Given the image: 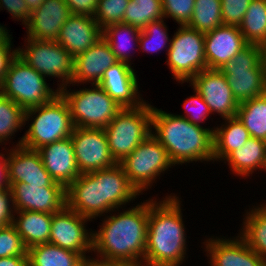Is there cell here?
Wrapping results in <instances>:
<instances>
[{
	"mask_svg": "<svg viewBox=\"0 0 266 266\" xmlns=\"http://www.w3.org/2000/svg\"><path fill=\"white\" fill-rule=\"evenodd\" d=\"M140 33L141 30L137 27H134L129 24L118 23V24L109 25L106 28H104L102 37L109 43L112 52L115 54L117 58V61L124 62L130 65L129 58L131 57H129L128 54L129 52L127 53L126 51L131 45L130 44L128 45L127 42L129 41L131 42L133 40L134 42L139 43L137 41H139Z\"/></svg>",
	"mask_w": 266,
	"mask_h": 266,
	"instance_id": "1f68e13d",
	"label": "cell"
},
{
	"mask_svg": "<svg viewBox=\"0 0 266 266\" xmlns=\"http://www.w3.org/2000/svg\"><path fill=\"white\" fill-rule=\"evenodd\" d=\"M163 18L162 0H129L122 23L142 30L148 23Z\"/></svg>",
	"mask_w": 266,
	"mask_h": 266,
	"instance_id": "d6a6232c",
	"label": "cell"
},
{
	"mask_svg": "<svg viewBox=\"0 0 266 266\" xmlns=\"http://www.w3.org/2000/svg\"><path fill=\"white\" fill-rule=\"evenodd\" d=\"M219 70L225 75L239 104L266 94V75L258 45L248 44Z\"/></svg>",
	"mask_w": 266,
	"mask_h": 266,
	"instance_id": "9c48e42d",
	"label": "cell"
},
{
	"mask_svg": "<svg viewBox=\"0 0 266 266\" xmlns=\"http://www.w3.org/2000/svg\"><path fill=\"white\" fill-rule=\"evenodd\" d=\"M238 27L248 44L266 41V0H252Z\"/></svg>",
	"mask_w": 266,
	"mask_h": 266,
	"instance_id": "4dcf8cb0",
	"label": "cell"
},
{
	"mask_svg": "<svg viewBox=\"0 0 266 266\" xmlns=\"http://www.w3.org/2000/svg\"><path fill=\"white\" fill-rule=\"evenodd\" d=\"M252 0H221L223 25L239 26Z\"/></svg>",
	"mask_w": 266,
	"mask_h": 266,
	"instance_id": "ab89813d",
	"label": "cell"
},
{
	"mask_svg": "<svg viewBox=\"0 0 266 266\" xmlns=\"http://www.w3.org/2000/svg\"><path fill=\"white\" fill-rule=\"evenodd\" d=\"M21 236L10 224L0 228V258L18 255H28Z\"/></svg>",
	"mask_w": 266,
	"mask_h": 266,
	"instance_id": "74e56055",
	"label": "cell"
},
{
	"mask_svg": "<svg viewBox=\"0 0 266 266\" xmlns=\"http://www.w3.org/2000/svg\"><path fill=\"white\" fill-rule=\"evenodd\" d=\"M7 156L9 183H26L38 187H63L46 171L37 150L16 146Z\"/></svg>",
	"mask_w": 266,
	"mask_h": 266,
	"instance_id": "e0dca14e",
	"label": "cell"
},
{
	"mask_svg": "<svg viewBox=\"0 0 266 266\" xmlns=\"http://www.w3.org/2000/svg\"><path fill=\"white\" fill-rule=\"evenodd\" d=\"M45 0H25L27 3L29 10L33 11L35 10L38 6H40Z\"/></svg>",
	"mask_w": 266,
	"mask_h": 266,
	"instance_id": "816d5d0a",
	"label": "cell"
},
{
	"mask_svg": "<svg viewBox=\"0 0 266 266\" xmlns=\"http://www.w3.org/2000/svg\"><path fill=\"white\" fill-rule=\"evenodd\" d=\"M140 193L130 183L120 164L82 173L66 188V205L88 219L95 218L136 198Z\"/></svg>",
	"mask_w": 266,
	"mask_h": 266,
	"instance_id": "6da1fadb",
	"label": "cell"
},
{
	"mask_svg": "<svg viewBox=\"0 0 266 266\" xmlns=\"http://www.w3.org/2000/svg\"><path fill=\"white\" fill-rule=\"evenodd\" d=\"M99 0H65L71 14L92 16L95 14Z\"/></svg>",
	"mask_w": 266,
	"mask_h": 266,
	"instance_id": "ee69618b",
	"label": "cell"
},
{
	"mask_svg": "<svg viewBox=\"0 0 266 266\" xmlns=\"http://www.w3.org/2000/svg\"><path fill=\"white\" fill-rule=\"evenodd\" d=\"M0 93L27 110L52 101L59 90L54 92L45 76L16 56L0 85Z\"/></svg>",
	"mask_w": 266,
	"mask_h": 266,
	"instance_id": "ba28073f",
	"label": "cell"
},
{
	"mask_svg": "<svg viewBox=\"0 0 266 266\" xmlns=\"http://www.w3.org/2000/svg\"><path fill=\"white\" fill-rule=\"evenodd\" d=\"M93 89L69 92L59 89L67 102L74 127L105 128L122 107L99 85Z\"/></svg>",
	"mask_w": 266,
	"mask_h": 266,
	"instance_id": "52a82bcc",
	"label": "cell"
},
{
	"mask_svg": "<svg viewBox=\"0 0 266 266\" xmlns=\"http://www.w3.org/2000/svg\"><path fill=\"white\" fill-rule=\"evenodd\" d=\"M1 7L8 10L13 18L22 20L24 25L28 22L31 11L25 0H0V9Z\"/></svg>",
	"mask_w": 266,
	"mask_h": 266,
	"instance_id": "b9f144b4",
	"label": "cell"
},
{
	"mask_svg": "<svg viewBox=\"0 0 266 266\" xmlns=\"http://www.w3.org/2000/svg\"><path fill=\"white\" fill-rule=\"evenodd\" d=\"M193 88L202 96L212 112H218L222 118L236 116L239 103L219 69H205L190 80Z\"/></svg>",
	"mask_w": 266,
	"mask_h": 266,
	"instance_id": "9a60e30c",
	"label": "cell"
},
{
	"mask_svg": "<svg viewBox=\"0 0 266 266\" xmlns=\"http://www.w3.org/2000/svg\"><path fill=\"white\" fill-rule=\"evenodd\" d=\"M222 25L221 0H195L188 27L206 33Z\"/></svg>",
	"mask_w": 266,
	"mask_h": 266,
	"instance_id": "836d02e7",
	"label": "cell"
},
{
	"mask_svg": "<svg viewBox=\"0 0 266 266\" xmlns=\"http://www.w3.org/2000/svg\"><path fill=\"white\" fill-rule=\"evenodd\" d=\"M260 49V61H261V66L263 68V71L266 75V41L260 43L259 45Z\"/></svg>",
	"mask_w": 266,
	"mask_h": 266,
	"instance_id": "f907efd6",
	"label": "cell"
},
{
	"mask_svg": "<svg viewBox=\"0 0 266 266\" xmlns=\"http://www.w3.org/2000/svg\"><path fill=\"white\" fill-rule=\"evenodd\" d=\"M27 254L28 266H83L81 254L50 243L30 247Z\"/></svg>",
	"mask_w": 266,
	"mask_h": 266,
	"instance_id": "83f0119b",
	"label": "cell"
},
{
	"mask_svg": "<svg viewBox=\"0 0 266 266\" xmlns=\"http://www.w3.org/2000/svg\"><path fill=\"white\" fill-rule=\"evenodd\" d=\"M83 266H135V265L130 264L128 262L108 259L104 257H101L100 260L94 258L87 259L85 256L83 259Z\"/></svg>",
	"mask_w": 266,
	"mask_h": 266,
	"instance_id": "bcb514c9",
	"label": "cell"
},
{
	"mask_svg": "<svg viewBox=\"0 0 266 266\" xmlns=\"http://www.w3.org/2000/svg\"><path fill=\"white\" fill-rule=\"evenodd\" d=\"M223 120L229 124L222 125L224 128L217 127L213 132V161L220 158L225 160L231 152L243 147L251 137L237 116Z\"/></svg>",
	"mask_w": 266,
	"mask_h": 266,
	"instance_id": "4316f807",
	"label": "cell"
},
{
	"mask_svg": "<svg viewBox=\"0 0 266 266\" xmlns=\"http://www.w3.org/2000/svg\"><path fill=\"white\" fill-rule=\"evenodd\" d=\"M231 170L240 176H249L253 170L266 169V141L250 137L247 142L226 158Z\"/></svg>",
	"mask_w": 266,
	"mask_h": 266,
	"instance_id": "484cf974",
	"label": "cell"
},
{
	"mask_svg": "<svg viewBox=\"0 0 266 266\" xmlns=\"http://www.w3.org/2000/svg\"><path fill=\"white\" fill-rule=\"evenodd\" d=\"M37 151L46 171L65 189L80 176L71 137L43 145Z\"/></svg>",
	"mask_w": 266,
	"mask_h": 266,
	"instance_id": "d6986e66",
	"label": "cell"
},
{
	"mask_svg": "<svg viewBox=\"0 0 266 266\" xmlns=\"http://www.w3.org/2000/svg\"><path fill=\"white\" fill-rule=\"evenodd\" d=\"M14 211L54 214L66 205L64 187H38L26 183H9Z\"/></svg>",
	"mask_w": 266,
	"mask_h": 266,
	"instance_id": "2e32d148",
	"label": "cell"
},
{
	"mask_svg": "<svg viewBox=\"0 0 266 266\" xmlns=\"http://www.w3.org/2000/svg\"><path fill=\"white\" fill-rule=\"evenodd\" d=\"M153 107L144 102L138 107H124L104 128L111 156L117 164L152 133Z\"/></svg>",
	"mask_w": 266,
	"mask_h": 266,
	"instance_id": "8992f818",
	"label": "cell"
},
{
	"mask_svg": "<svg viewBox=\"0 0 266 266\" xmlns=\"http://www.w3.org/2000/svg\"><path fill=\"white\" fill-rule=\"evenodd\" d=\"M34 114L35 119L16 146L37 150L71 136L74 124L68 104L60 94L46 104L25 110V122Z\"/></svg>",
	"mask_w": 266,
	"mask_h": 266,
	"instance_id": "5b68a950",
	"label": "cell"
},
{
	"mask_svg": "<svg viewBox=\"0 0 266 266\" xmlns=\"http://www.w3.org/2000/svg\"><path fill=\"white\" fill-rule=\"evenodd\" d=\"M119 164L130 183L141 193L155 181L156 176L174 163L163 145L151 133Z\"/></svg>",
	"mask_w": 266,
	"mask_h": 266,
	"instance_id": "8fae6325",
	"label": "cell"
},
{
	"mask_svg": "<svg viewBox=\"0 0 266 266\" xmlns=\"http://www.w3.org/2000/svg\"><path fill=\"white\" fill-rule=\"evenodd\" d=\"M247 213L240 237L266 260V204Z\"/></svg>",
	"mask_w": 266,
	"mask_h": 266,
	"instance_id": "f546056e",
	"label": "cell"
},
{
	"mask_svg": "<svg viewBox=\"0 0 266 266\" xmlns=\"http://www.w3.org/2000/svg\"><path fill=\"white\" fill-rule=\"evenodd\" d=\"M152 135L163 145L171 161L183 164L213 160V130L194 125L182 117L153 107Z\"/></svg>",
	"mask_w": 266,
	"mask_h": 266,
	"instance_id": "277c9868",
	"label": "cell"
},
{
	"mask_svg": "<svg viewBox=\"0 0 266 266\" xmlns=\"http://www.w3.org/2000/svg\"><path fill=\"white\" fill-rule=\"evenodd\" d=\"M70 137L80 174L111 168L117 164L109 151L104 128L74 127Z\"/></svg>",
	"mask_w": 266,
	"mask_h": 266,
	"instance_id": "4fadbf2b",
	"label": "cell"
},
{
	"mask_svg": "<svg viewBox=\"0 0 266 266\" xmlns=\"http://www.w3.org/2000/svg\"><path fill=\"white\" fill-rule=\"evenodd\" d=\"M166 25L163 19L148 23L140 33L139 47L147 52H157L160 49L166 47L167 41H171L168 38Z\"/></svg>",
	"mask_w": 266,
	"mask_h": 266,
	"instance_id": "8d00e7d4",
	"label": "cell"
},
{
	"mask_svg": "<svg viewBox=\"0 0 266 266\" xmlns=\"http://www.w3.org/2000/svg\"><path fill=\"white\" fill-rule=\"evenodd\" d=\"M12 225L22 238L27 249L38 244L49 243L52 214L36 211H14Z\"/></svg>",
	"mask_w": 266,
	"mask_h": 266,
	"instance_id": "d4e9b609",
	"label": "cell"
},
{
	"mask_svg": "<svg viewBox=\"0 0 266 266\" xmlns=\"http://www.w3.org/2000/svg\"><path fill=\"white\" fill-rule=\"evenodd\" d=\"M147 228L148 202H144L117 216H108L100 230L92 233V251L100 257L142 266Z\"/></svg>",
	"mask_w": 266,
	"mask_h": 266,
	"instance_id": "7a4b0ae2",
	"label": "cell"
},
{
	"mask_svg": "<svg viewBox=\"0 0 266 266\" xmlns=\"http://www.w3.org/2000/svg\"><path fill=\"white\" fill-rule=\"evenodd\" d=\"M176 196L148 201V228L142 266H179L186 255V236Z\"/></svg>",
	"mask_w": 266,
	"mask_h": 266,
	"instance_id": "3957f363",
	"label": "cell"
},
{
	"mask_svg": "<svg viewBox=\"0 0 266 266\" xmlns=\"http://www.w3.org/2000/svg\"><path fill=\"white\" fill-rule=\"evenodd\" d=\"M118 63L109 43L102 37L92 47L74 58L73 83L98 84L109 67Z\"/></svg>",
	"mask_w": 266,
	"mask_h": 266,
	"instance_id": "603a6c76",
	"label": "cell"
},
{
	"mask_svg": "<svg viewBox=\"0 0 266 266\" xmlns=\"http://www.w3.org/2000/svg\"><path fill=\"white\" fill-rule=\"evenodd\" d=\"M26 49H17V56L43 76L62 78L60 88L71 84L74 58L56 41L26 39Z\"/></svg>",
	"mask_w": 266,
	"mask_h": 266,
	"instance_id": "7c38bea8",
	"label": "cell"
},
{
	"mask_svg": "<svg viewBox=\"0 0 266 266\" xmlns=\"http://www.w3.org/2000/svg\"><path fill=\"white\" fill-rule=\"evenodd\" d=\"M102 35L103 30L92 16L71 14L56 42L75 58L98 42Z\"/></svg>",
	"mask_w": 266,
	"mask_h": 266,
	"instance_id": "44dd1931",
	"label": "cell"
},
{
	"mask_svg": "<svg viewBox=\"0 0 266 266\" xmlns=\"http://www.w3.org/2000/svg\"><path fill=\"white\" fill-rule=\"evenodd\" d=\"M9 187H0V228L13 222V207ZM11 206V207H10ZM12 208V209H11Z\"/></svg>",
	"mask_w": 266,
	"mask_h": 266,
	"instance_id": "7bdbcfd3",
	"label": "cell"
},
{
	"mask_svg": "<svg viewBox=\"0 0 266 266\" xmlns=\"http://www.w3.org/2000/svg\"><path fill=\"white\" fill-rule=\"evenodd\" d=\"M168 45L167 64L174 79L190 81L199 72L207 69L205 57V33L192 29L187 25H179Z\"/></svg>",
	"mask_w": 266,
	"mask_h": 266,
	"instance_id": "30bf717a",
	"label": "cell"
},
{
	"mask_svg": "<svg viewBox=\"0 0 266 266\" xmlns=\"http://www.w3.org/2000/svg\"><path fill=\"white\" fill-rule=\"evenodd\" d=\"M236 116L251 137L266 141V94L240 103Z\"/></svg>",
	"mask_w": 266,
	"mask_h": 266,
	"instance_id": "f1b7e54d",
	"label": "cell"
},
{
	"mask_svg": "<svg viewBox=\"0 0 266 266\" xmlns=\"http://www.w3.org/2000/svg\"><path fill=\"white\" fill-rule=\"evenodd\" d=\"M10 36L11 35L8 34V30L4 28L3 26H1L0 24V46L12 45L11 44L12 38H10Z\"/></svg>",
	"mask_w": 266,
	"mask_h": 266,
	"instance_id": "681fc988",
	"label": "cell"
},
{
	"mask_svg": "<svg viewBox=\"0 0 266 266\" xmlns=\"http://www.w3.org/2000/svg\"><path fill=\"white\" fill-rule=\"evenodd\" d=\"M0 187H9L7 158L5 154H0Z\"/></svg>",
	"mask_w": 266,
	"mask_h": 266,
	"instance_id": "c3c4849f",
	"label": "cell"
},
{
	"mask_svg": "<svg viewBox=\"0 0 266 266\" xmlns=\"http://www.w3.org/2000/svg\"><path fill=\"white\" fill-rule=\"evenodd\" d=\"M206 242L211 266H266V260L252 250L241 237L235 240L216 238Z\"/></svg>",
	"mask_w": 266,
	"mask_h": 266,
	"instance_id": "cb8c5ba5",
	"label": "cell"
},
{
	"mask_svg": "<svg viewBox=\"0 0 266 266\" xmlns=\"http://www.w3.org/2000/svg\"><path fill=\"white\" fill-rule=\"evenodd\" d=\"M194 91L196 92L195 96H190L185 100V103L183 104V107L186 109V113L188 112V115L182 117L186 118L194 125L201 126L199 123H201V121H204L208 114L211 113V111L202 96L195 89ZM194 108L195 111H197V114H190V112L194 110Z\"/></svg>",
	"mask_w": 266,
	"mask_h": 266,
	"instance_id": "60d3db41",
	"label": "cell"
},
{
	"mask_svg": "<svg viewBox=\"0 0 266 266\" xmlns=\"http://www.w3.org/2000/svg\"><path fill=\"white\" fill-rule=\"evenodd\" d=\"M25 110L0 93V143L25 125Z\"/></svg>",
	"mask_w": 266,
	"mask_h": 266,
	"instance_id": "e575fe53",
	"label": "cell"
},
{
	"mask_svg": "<svg viewBox=\"0 0 266 266\" xmlns=\"http://www.w3.org/2000/svg\"><path fill=\"white\" fill-rule=\"evenodd\" d=\"M70 15L65 0H45L30 13L26 23L27 37L41 41H56L61 27Z\"/></svg>",
	"mask_w": 266,
	"mask_h": 266,
	"instance_id": "ac0fdd59",
	"label": "cell"
},
{
	"mask_svg": "<svg viewBox=\"0 0 266 266\" xmlns=\"http://www.w3.org/2000/svg\"><path fill=\"white\" fill-rule=\"evenodd\" d=\"M11 50V45L0 46V85L3 82L12 61L17 56V49L12 52Z\"/></svg>",
	"mask_w": 266,
	"mask_h": 266,
	"instance_id": "f6af8a7d",
	"label": "cell"
},
{
	"mask_svg": "<svg viewBox=\"0 0 266 266\" xmlns=\"http://www.w3.org/2000/svg\"><path fill=\"white\" fill-rule=\"evenodd\" d=\"M97 85L101 86L122 108L138 107L144 103L138 94L136 74L127 63L118 62L109 67Z\"/></svg>",
	"mask_w": 266,
	"mask_h": 266,
	"instance_id": "7402d4cb",
	"label": "cell"
},
{
	"mask_svg": "<svg viewBox=\"0 0 266 266\" xmlns=\"http://www.w3.org/2000/svg\"><path fill=\"white\" fill-rule=\"evenodd\" d=\"M88 220L65 205L52 214L49 243L85 257L92 250V233L84 225Z\"/></svg>",
	"mask_w": 266,
	"mask_h": 266,
	"instance_id": "5bb4252c",
	"label": "cell"
},
{
	"mask_svg": "<svg viewBox=\"0 0 266 266\" xmlns=\"http://www.w3.org/2000/svg\"><path fill=\"white\" fill-rule=\"evenodd\" d=\"M0 266H28V255L0 258Z\"/></svg>",
	"mask_w": 266,
	"mask_h": 266,
	"instance_id": "7dc6e473",
	"label": "cell"
},
{
	"mask_svg": "<svg viewBox=\"0 0 266 266\" xmlns=\"http://www.w3.org/2000/svg\"><path fill=\"white\" fill-rule=\"evenodd\" d=\"M129 0H99L94 20L103 30L109 25L122 23Z\"/></svg>",
	"mask_w": 266,
	"mask_h": 266,
	"instance_id": "d590c367",
	"label": "cell"
},
{
	"mask_svg": "<svg viewBox=\"0 0 266 266\" xmlns=\"http://www.w3.org/2000/svg\"><path fill=\"white\" fill-rule=\"evenodd\" d=\"M195 0H162L164 18L172 17L178 24L187 25L193 16Z\"/></svg>",
	"mask_w": 266,
	"mask_h": 266,
	"instance_id": "f35d334b",
	"label": "cell"
},
{
	"mask_svg": "<svg viewBox=\"0 0 266 266\" xmlns=\"http://www.w3.org/2000/svg\"><path fill=\"white\" fill-rule=\"evenodd\" d=\"M248 43L238 26L222 25L205 33V57L208 69H221Z\"/></svg>",
	"mask_w": 266,
	"mask_h": 266,
	"instance_id": "ffe728a7",
	"label": "cell"
}]
</instances>
